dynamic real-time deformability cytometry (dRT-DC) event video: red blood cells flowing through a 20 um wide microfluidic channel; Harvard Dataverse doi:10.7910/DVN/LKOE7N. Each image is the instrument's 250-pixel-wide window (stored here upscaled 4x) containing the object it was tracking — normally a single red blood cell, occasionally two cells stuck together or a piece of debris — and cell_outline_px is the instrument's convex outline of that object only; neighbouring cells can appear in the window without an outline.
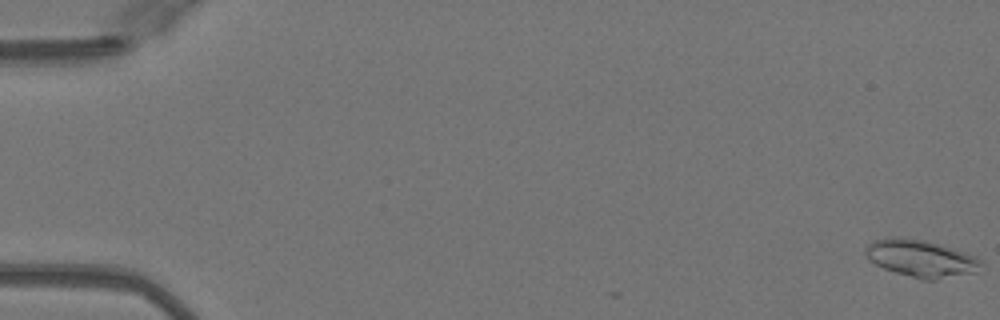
{"species": "Egyptian fruit bat (a non-hibernating species)", "species_latin": "Rousettus aegyptiacus", "temperature_condition": "warm", "stored_images_in_passage": 5, "camera_frame_rate_fps": 3000, "um_per_image_px": 0.085, "animal": {"sex": "female"}, "frame": {"image": 1, "passage_image": 1, "time_ms": 0.0, "image_size_px": [1000, 320], "cell_outline_px": [[980, 264], [976, 272], [936, 280], [924, 280], [896, 272], [884, 268], [868, 260], [864, 256], [864, 248], [872, 240], [892, 236], [900, 236], [924, 240], [976, 256], [980, 260]], "centroid_in_image_um": [78.2, 21.95], "position_along_channel_um": 6.8, "area_um2": 24.97}}